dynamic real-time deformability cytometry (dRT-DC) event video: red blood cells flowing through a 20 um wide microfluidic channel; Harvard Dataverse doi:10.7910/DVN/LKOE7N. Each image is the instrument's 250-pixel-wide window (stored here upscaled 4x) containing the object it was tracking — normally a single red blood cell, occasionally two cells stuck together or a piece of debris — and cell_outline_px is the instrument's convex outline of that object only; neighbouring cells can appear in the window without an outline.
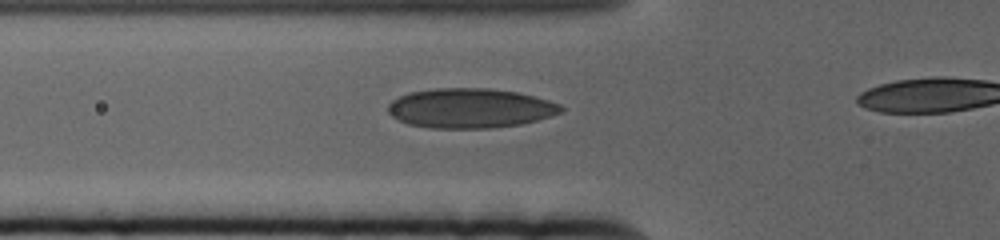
{"species": "human", "species_latin": "Homo sapiens", "temperature_condition": "cold", "stored_images_in_passage": 36, "camera_frame_rate_fps": 3000, "um_per_image_px": 0.085, "donor": {"sex": "female"}, "frame": {"image": 1, "passage_image": 12, "time_ms": 3.667, "image_size_px": [1000, 240], "cell_outline_px": [[564, 112], [552, 116], [520, 124], [488, 128], [432, 128], [408, 124], [392, 116], [388, 112], [388, 104], [392, 100], [408, 92], [436, 88], [484, 88], [516, 92], [548, 100], [560, 104], [564, 108]], "centroid_in_image_um": [39.96, 9.19], "position_along_channel_um": 85.8, "area_um2": 39.88}}
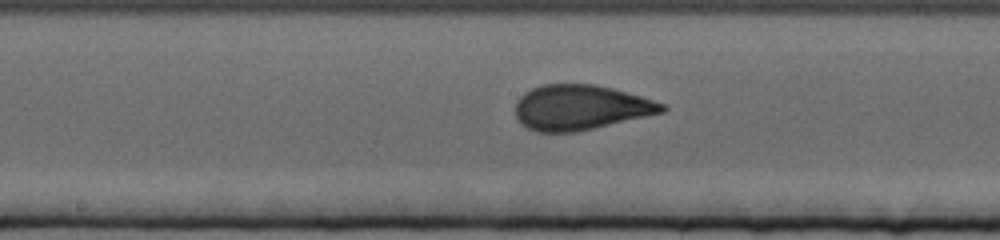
{"frame": {"image": 2, "passage_image": 22, "time_ms": 7.0, "image_size_px": [1000, 240], "cell_outline_px": [[668, 108], [664, 112], [576, 132], [536, 132], [520, 124], [516, 116], [516, 100], [524, 92], [532, 88], [544, 84], [592, 84], [612, 88], [640, 96], [664, 104]], "centroid_in_image_um": [49.3, 9.13], "position_along_channel_um": 198.9, "area_um2": 38.38}}
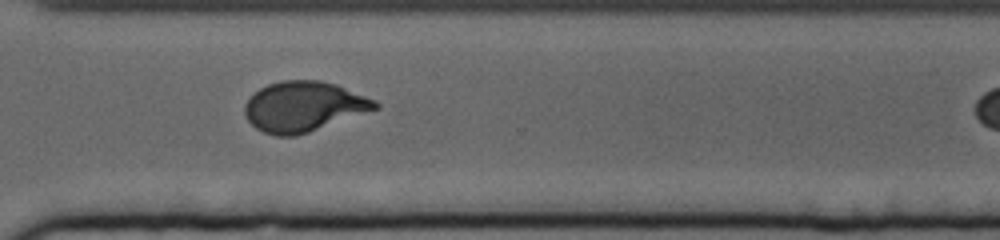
{"frame": {"image": 3, "passage_image": 35, "time_ms": 11.333, "image_size_px": [1000, 240], "cell_outline_px": [[380, 108], [296, 136], [276, 136], [264, 132], [256, 128], [248, 120], [244, 112], [244, 104], [260, 88], [268, 84], [284, 80], [320, 80], [336, 84], [376, 100], [380, 104]], "centroid_in_image_um": [25.83, 9.05], "position_along_channel_um": 344.8, "area_um2": 37.97}}